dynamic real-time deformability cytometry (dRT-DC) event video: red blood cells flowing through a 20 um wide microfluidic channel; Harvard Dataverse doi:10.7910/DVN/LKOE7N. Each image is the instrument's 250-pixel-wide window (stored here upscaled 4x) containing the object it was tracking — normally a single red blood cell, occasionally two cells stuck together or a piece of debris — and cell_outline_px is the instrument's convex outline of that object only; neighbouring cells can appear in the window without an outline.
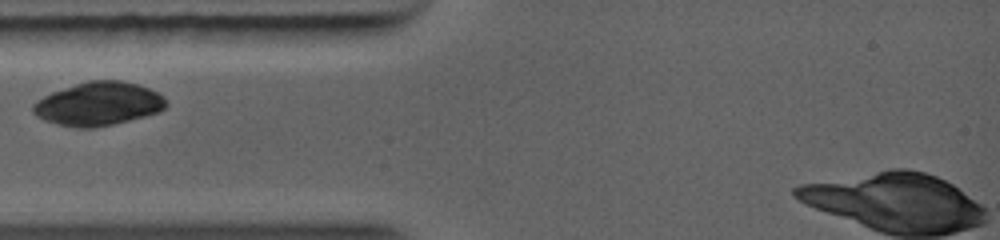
{"species": "common noctule bat (a hibernating species)", "species_latin": "Nyctalus noctula", "temperature_condition": "warm", "stored_images_in_passage": 4, "camera_frame_rate_fps": 5000, "um_per_image_px": 0.085, "animal": {"sex": "female", "body_mass_g": 19.0, "forearm_length_mm": 56.7}, "frame": {"image": 1, "passage_image": 4, "time_ms": 3.2, "image_size_px": [1000, 240], "cell_outline_px": [[168, 104], [160, 112], [112, 124], [60, 124], [44, 120], [36, 116], [32, 112], [32, 104], [36, 100], [52, 92], [88, 80], [120, 80], [136, 84], [148, 88], [164, 96]], "centroid_in_image_um": [8.39, 8.77], "position_along_channel_um": 76.6, "area_um2": 32.6}}